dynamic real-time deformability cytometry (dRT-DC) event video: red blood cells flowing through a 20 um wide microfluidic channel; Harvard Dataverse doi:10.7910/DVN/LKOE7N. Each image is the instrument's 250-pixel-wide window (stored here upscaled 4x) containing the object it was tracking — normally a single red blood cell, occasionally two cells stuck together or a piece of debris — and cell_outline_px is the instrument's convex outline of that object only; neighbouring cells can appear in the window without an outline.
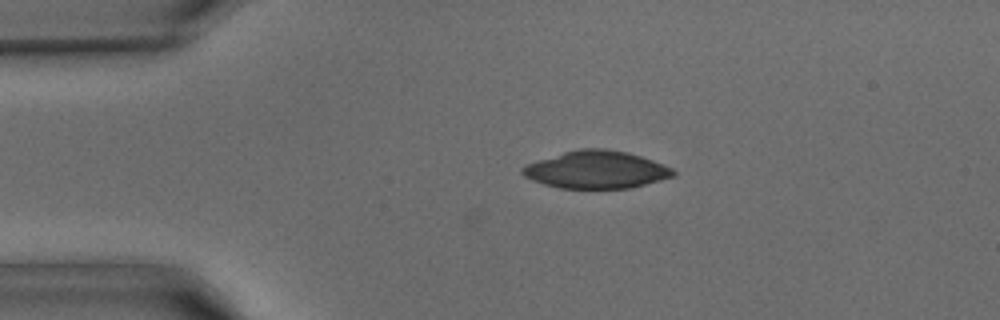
{"species": "common noctule bat (a hibernating species)", "species_latin": "Nyctalus noctula", "temperature_condition": "warm", "stored_images_in_passage": 2, "camera_frame_rate_fps": 3000, "um_per_image_px": 0.085, "animal": {"sex": "male", "body_mass_g": 15.6}, "frame": {"image": 1, "passage_image": 2, "time_ms": 0.333, "image_size_px": [1000, 320], "cell_outline_px": [[676, 176], [628, 188], [560, 188], [544, 184], [532, 180], [524, 176], [520, 172], [520, 168], [524, 164], [564, 152], [580, 148], [608, 148], [628, 152], [664, 164], [672, 168], [676, 172]], "centroid_in_image_um": [50.67, 14.41], "position_along_channel_um": 34.3, "area_um2": 33.06}}